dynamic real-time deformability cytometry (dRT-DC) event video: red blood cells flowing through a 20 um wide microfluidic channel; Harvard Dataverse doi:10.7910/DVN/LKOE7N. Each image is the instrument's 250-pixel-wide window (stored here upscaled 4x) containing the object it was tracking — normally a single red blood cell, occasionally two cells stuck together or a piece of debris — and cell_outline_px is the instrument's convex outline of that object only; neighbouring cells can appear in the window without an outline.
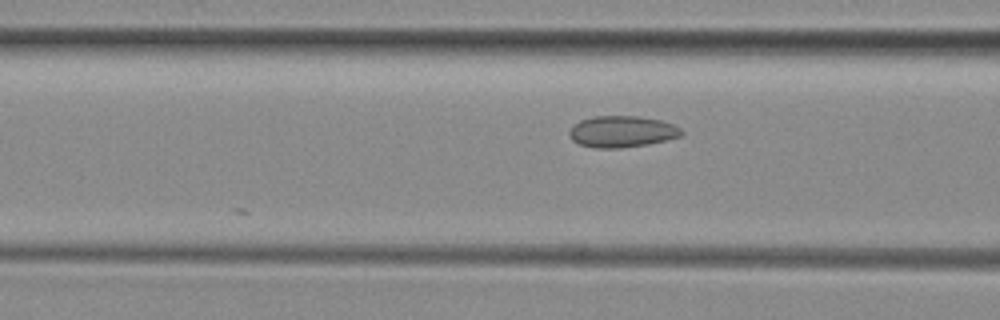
{"species": "common noctule bat (a hibernating species)", "species_latin": "Nyctalus noctula", "temperature_condition": "room temperature", "stored_images_in_passage": 14, "camera_frame_rate_fps": 3000, "um_per_image_px": 0.085, "animal": {"sex": "female", "body_mass_g": 29.2, "forearm_length_mm": 56.3}, "frame": {"image": 1, "passage_image": 14, "time_ms": 4.333, "image_size_px": [1000, 320], "cell_outline_px": [[684, 132], [680, 136], [648, 144], [620, 148], [596, 148], [580, 144], [572, 140], [568, 132], [580, 120], [592, 116], [640, 116], [660, 120], [672, 124], [680, 128]], "centroid_in_image_um": [52.86, 11.18], "position_along_channel_um": 113.7, "area_um2": 20.4}}